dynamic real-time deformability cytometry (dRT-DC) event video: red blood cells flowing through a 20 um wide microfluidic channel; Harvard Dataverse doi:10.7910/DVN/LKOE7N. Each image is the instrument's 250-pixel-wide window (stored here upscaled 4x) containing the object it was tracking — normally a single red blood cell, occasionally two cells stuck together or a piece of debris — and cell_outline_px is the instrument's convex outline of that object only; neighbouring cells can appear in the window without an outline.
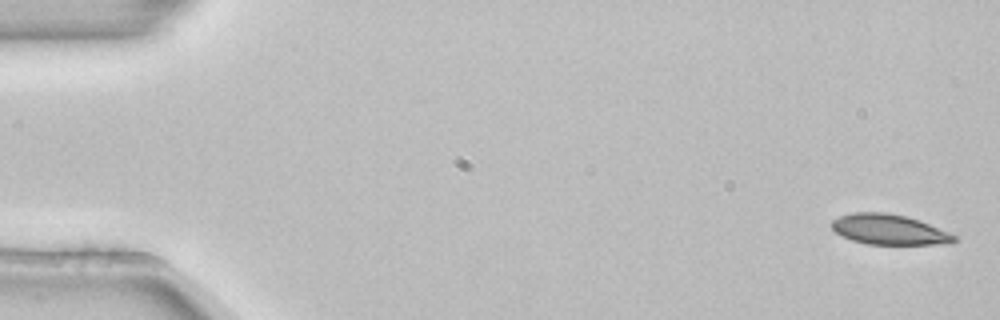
{"species": "common noctule bat (a hibernating species)", "species_latin": "Nyctalus noctula", "temperature_condition": "room temperature", "stored_images_in_passage": 4, "camera_frame_rate_fps": 3000, "um_per_image_px": 0.085, "animal": {"sex": "female", "body_mass_g": 22.7, "forearm_length_mm": 54.2}, "frame": {"image": 1, "passage_image": 1, "time_ms": 0.0, "image_size_px": [1000, 320], "cell_outline_px": [[956, 240], [948, 244], [868, 244], [852, 240], [836, 232], [832, 228], [832, 220], [840, 216], [852, 212], [888, 212], [908, 216], [920, 220], [948, 232], [956, 236]], "centroid_in_image_um": [75.58, 19.49], "position_along_channel_um": 9.4, "area_um2": 21.56}}
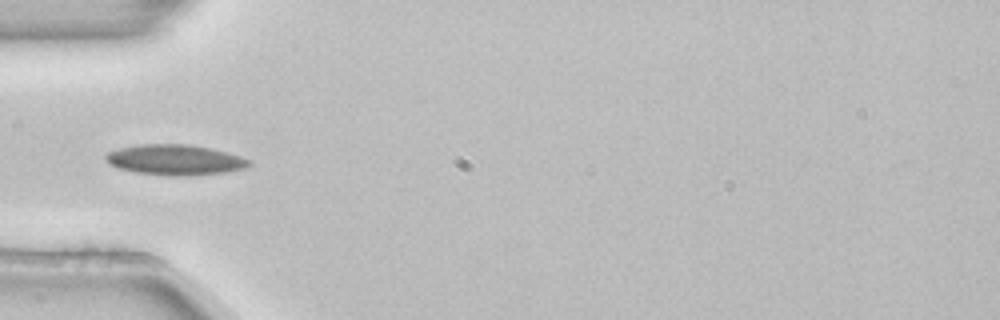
{"frame": {"image": 2, "passage_image": 4, "time_ms": 1.0, "image_size_px": [1000, 320], "cell_outline_px": [[252, 164], [244, 168], [228, 172], [192, 176], [168, 176], [136, 172], [120, 168], [108, 164], [104, 160], [104, 156], [108, 152], [120, 148], [140, 144], [188, 144], [212, 148], [228, 152], [252, 160]], "centroid_in_image_um": [14.91, 13.59], "position_along_channel_um": 70.1, "area_um2": 25.78}}